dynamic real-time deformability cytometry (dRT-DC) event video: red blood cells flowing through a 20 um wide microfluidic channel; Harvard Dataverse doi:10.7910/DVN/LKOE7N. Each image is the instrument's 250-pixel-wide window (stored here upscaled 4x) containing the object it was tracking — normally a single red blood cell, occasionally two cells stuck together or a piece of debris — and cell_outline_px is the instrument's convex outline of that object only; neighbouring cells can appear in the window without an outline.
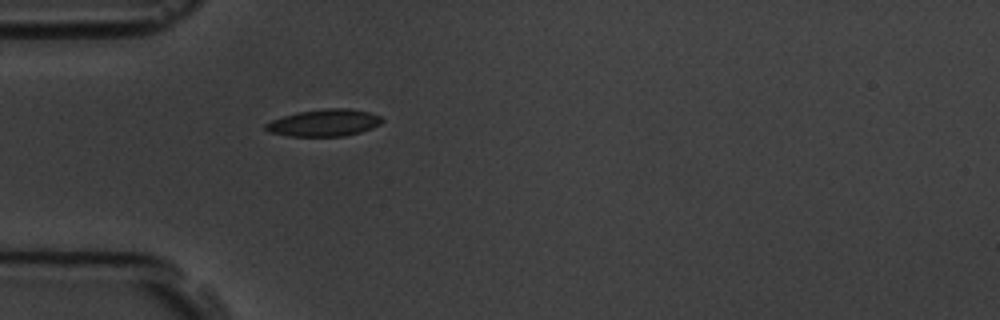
{"species": "common noctule bat (a hibernating species)", "species_latin": "Nyctalus noctula", "temperature_condition": "room temperature", "stored_images_in_passage": 1, "camera_frame_rate_fps": 3000, "um_per_image_px": 0.085, "animal": {"sex": "male", "body_mass_g": 19.5, "forearm_length_mm": 54.6}, "frame": {"image": 1, "passage_image": 1, "time_ms": 0.0, "image_size_px": [1000, 320], "cell_outline_px": [[384, 120], [380, 124], [372, 128], [360, 132], [344, 136], [288, 136], [268, 132], [264, 128], [264, 124], [272, 120], [296, 112], [324, 108], [348, 108], [368, 112], [380, 116]], "centroid_in_image_um": [27.53, 10.43], "position_along_channel_um": 57.5, "area_um2": 18.38}}